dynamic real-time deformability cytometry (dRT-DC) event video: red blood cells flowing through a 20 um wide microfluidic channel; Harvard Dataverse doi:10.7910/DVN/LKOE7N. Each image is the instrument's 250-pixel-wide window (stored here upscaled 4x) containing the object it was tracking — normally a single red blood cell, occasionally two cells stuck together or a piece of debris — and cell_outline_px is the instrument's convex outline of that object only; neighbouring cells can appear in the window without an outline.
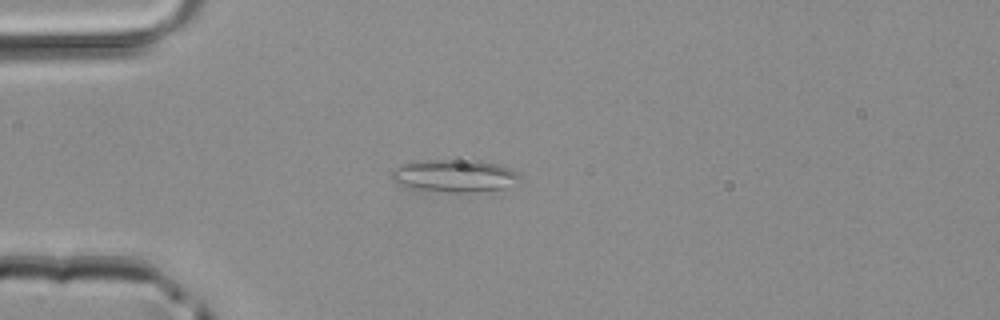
{"species": "common noctule bat (a hibernating species)", "species_latin": "Nyctalus noctula", "temperature_condition": "room temperature", "stored_images_in_passage": 2, "camera_frame_rate_fps": 3000, "um_per_image_px": 0.085, "animal": {"sex": "male", "body_mass_g": 20.4}, "frame": {"image": 1, "passage_image": 2, "time_ms": 0.333, "image_size_px": [1000, 320], "cell_outline_px": [[520, 176], [504, 188], [488, 192], [448, 192], [416, 188], [400, 184], [392, 180], [388, 176], [392, 168], [412, 160], [476, 160], [496, 164], [508, 168], [516, 172]], "centroid_in_image_um": [38.54, 14.93], "position_along_channel_um": 46.5, "area_um2": 24.28}}